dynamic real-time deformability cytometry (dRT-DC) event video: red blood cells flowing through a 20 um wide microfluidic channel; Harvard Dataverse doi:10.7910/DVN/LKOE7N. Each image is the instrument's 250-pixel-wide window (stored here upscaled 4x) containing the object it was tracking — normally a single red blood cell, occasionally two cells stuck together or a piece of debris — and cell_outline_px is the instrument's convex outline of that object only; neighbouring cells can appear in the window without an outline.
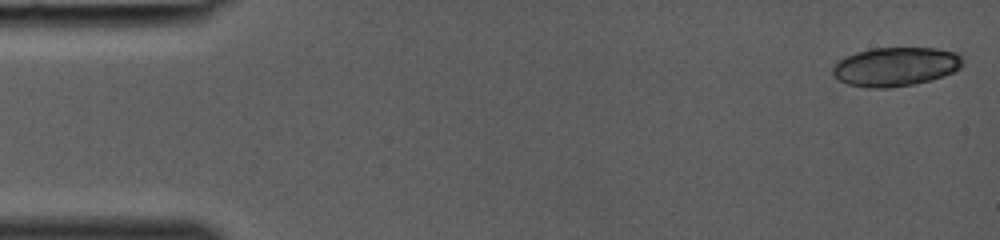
{"species": "common noctule bat (a hibernating species)", "species_latin": "Nyctalus noctula", "temperature_condition": "room temperature", "stored_images_in_passage": 14, "camera_frame_rate_fps": 3000, "um_per_image_px": 0.085, "animal": {"sex": "female", "body_mass_g": 19.0, "forearm_length_mm": 53.3}, "frame": {"image": 1, "passage_image": 1, "time_ms": 0.0, "image_size_px": [1000, 240], "cell_outline_px": [[964, 64], [960, 68], [944, 76], [932, 80], [912, 84], [888, 88], [868, 88], [848, 84], [832, 76], [832, 68], [840, 60], [856, 52], [872, 48], [936, 48], [960, 52], [964, 56]], "centroid_in_image_um": [76.19, 5.66], "position_along_channel_um": 8.8, "area_um2": 29.77}}
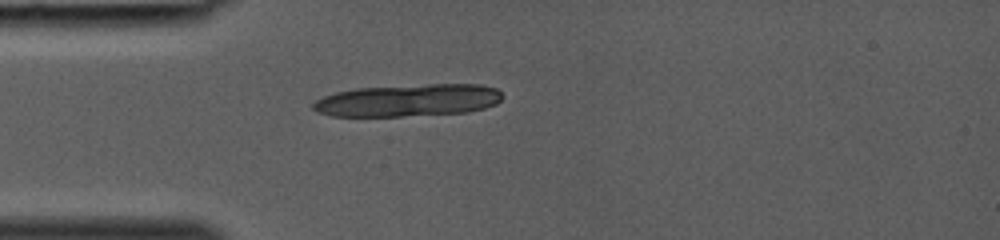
{"frame": {"image": 2, "passage_image": 9, "time_ms": 2.667, "image_size_px": [1000, 240], "cell_outline_px": [[504, 96], [496, 104], [484, 108], [468, 112], [400, 116], [332, 116], [316, 112], [312, 108], [312, 104], [316, 100], [324, 96], [336, 92], [356, 88], [428, 84], [480, 84], [496, 88]], "centroid_in_image_um": [34.69, 8.52], "position_along_channel_um": 50.3, "area_um2": 35.72}}